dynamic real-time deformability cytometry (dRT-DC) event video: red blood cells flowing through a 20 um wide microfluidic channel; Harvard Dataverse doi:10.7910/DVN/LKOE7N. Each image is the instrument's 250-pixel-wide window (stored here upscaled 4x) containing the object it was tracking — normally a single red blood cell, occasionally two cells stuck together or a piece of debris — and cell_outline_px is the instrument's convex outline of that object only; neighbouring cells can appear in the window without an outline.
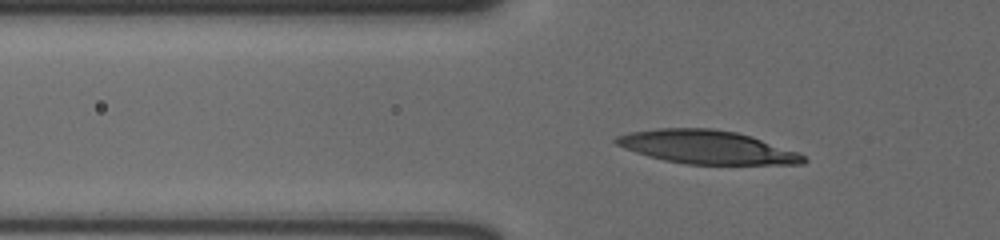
{"species": "human", "species_latin": "Homo sapiens", "temperature_condition": "cold", "stored_images_in_passage": 52, "camera_frame_rate_fps": 3000, "um_per_image_px": 0.085, "donor": {"sex": "male"}, "frame": {"image": 1, "passage_image": 15, "time_ms": 4.667, "image_size_px": [1000, 240], "cell_outline_px": [[808, 160], [804, 164], [684, 164], [664, 160], [648, 156], [624, 148], [616, 144], [612, 140], [616, 136], [628, 132], [656, 128], [712, 128], [736, 132], [752, 136], [796, 152], [804, 156]], "centroid_in_image_um": [60.04, 12.5], "position_along_channel_um": 65.8, "area_um2": 36.47}}
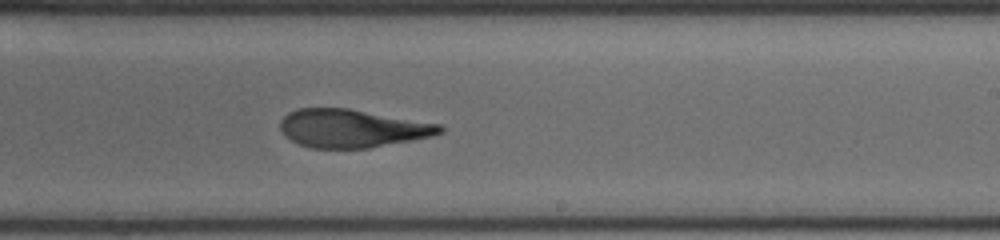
{"frame": {"image": 2, "passage_image": 32, "time_ms": 10.333, "image_size_px": [1000, 240], "cell_outline_px": [[444, 132], [432, 136], [412, 140], [368, 148], [312, 148], [300, 144], [284, 136], [280, 128], [280, 120], [288, 112], [296, 108], [348, 108], [440, 124], [444, 128]], "centroid_in_image_um": [29.91, 10.91], "position_along_channel_um": 259.1, "area_um2": 35.49}}
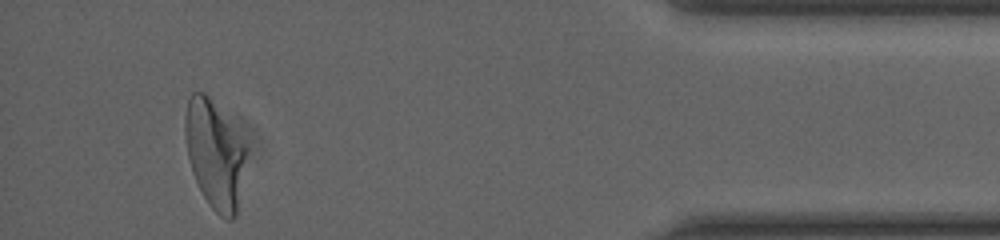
{"frame": {"image": 3, "passage_image": 49, "time_ms": 16.0, "image_size_px": [1000, 240], "cell_outline_px": [[248, 148], [236, 216], [232, 220], [228, 220], [220, 216], [208, 204], [192, 172], [188, 156], [184, 136], [184, 116], [188, 100], [192, 92], [204, 92], [208, 96]], "centroid_in_image_um": [18.23, 13.14], "position_along_channel_um": 417.0, "area_um2": 38.09}, "authors_computed_cell_mechanics": {"area_um2": 36.2695, "velocity_mm_per_s": 3.6027, "shape_relaxation_time_tau1_ms": 7.8755, "shape_relaxation_time_tau2_ms": 2.9925, "deformation_change_tau1": 0.248, "deformation_change_tau2": 0.0961}}